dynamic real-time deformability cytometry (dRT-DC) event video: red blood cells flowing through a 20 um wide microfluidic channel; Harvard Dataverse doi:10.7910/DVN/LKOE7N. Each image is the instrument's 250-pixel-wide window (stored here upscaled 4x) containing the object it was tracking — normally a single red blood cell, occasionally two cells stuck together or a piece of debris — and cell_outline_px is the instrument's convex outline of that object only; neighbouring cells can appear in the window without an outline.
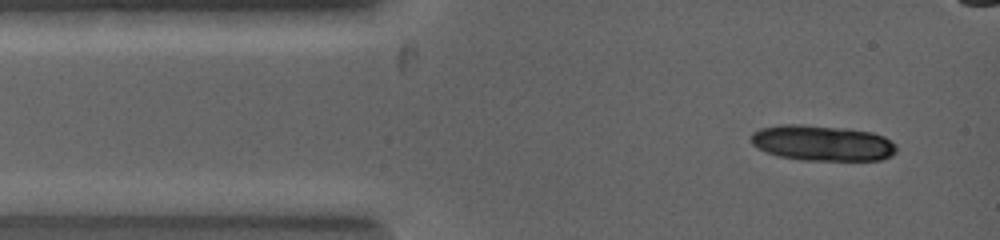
{"species": "common noctule bat (a hibernating species)", "species_latin": "Nyctalus noctula", "temperature_condition": "warm", "stored_images_in_passage": 2, "camera_frame_rate_fps": 5000, "um_per_image_px": 0.085, "animal": {"sex": "female", "body_mass_g": 19.0, "forearm_length_mm": 53.3}, "frame": {"image": 1, "passage_image": 1, "time_ms": 0.0, "image_size_px": [1000, 240], "cell_outline_px": [[896, 152], [892, 156], [880, 160], [800, 160], [776, 156], [752, 144], [752, 132], [760, 128], [780, 124], [800, 124], [844, 128], [872, 132], [884, 136], [896, 144]], "centroid_in_image_um": [69.91, 12.16], "position_along_channel_um": 15.1, "area_um2": 30.29}}